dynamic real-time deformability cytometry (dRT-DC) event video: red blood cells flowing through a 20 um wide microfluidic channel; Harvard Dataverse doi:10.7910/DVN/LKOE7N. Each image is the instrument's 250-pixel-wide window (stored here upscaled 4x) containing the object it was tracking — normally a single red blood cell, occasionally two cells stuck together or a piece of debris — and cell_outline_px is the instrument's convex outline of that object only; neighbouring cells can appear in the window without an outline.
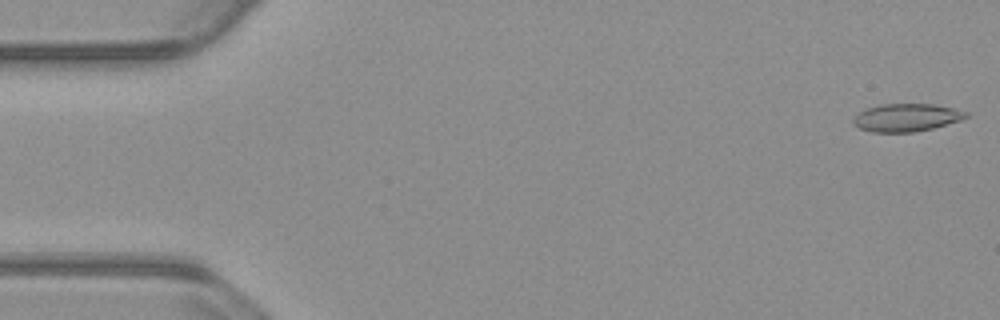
{"species": "common noctule bat (a hibernating species)", "species_latin": "Nyctalus noctula", "temperature_condition": "warm", "stored_images_in_passage": 54, "camera_frame_rate_fps": 3000, "um_per_image_px": 0.085, "animal": {"sex": "male", "body_mass_g": 23.1, "forearm_length_mm": 52.7}, "frame": {"image": 1, "passage_image": 1, "time_ms": 0.0, "image_size_px": [1000, 320], "cell_outline_px": [[968, 116], [960, 120], [932, 128], [912, 132], [872, 132], [860, 128], [852, 124], [852, 120], [864, 108], [880, 104], [932, 104], [956, 108], [968, 112]], "centroid_in_image_um": [77.03, 9.98], "position_along_channel_um": 8.0, "area_um2": 18.26}}
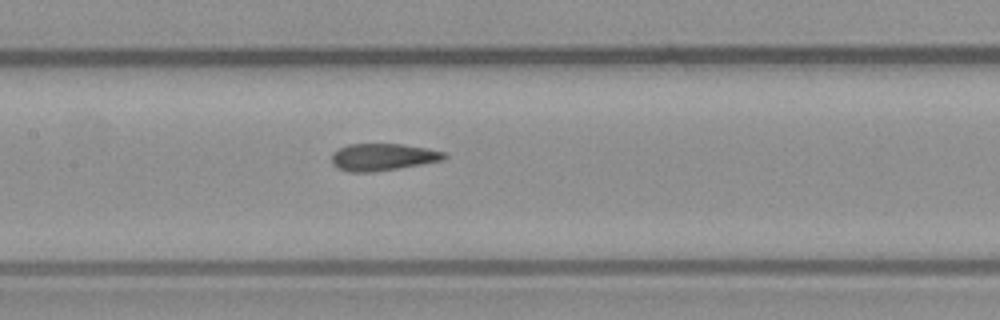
{"frame": {"image": 2, "passage_image": 25, "time_ms": 8.0, "image_size_px": [1000, 320], "cell_outline_px": [[448, 156], [444, 160], [372, 172], [348, 172], [336, 168], [332, 164], [332, 152], [348, 144], [400, 144], [428, 148], [444, 152]], "centroid_in_image_um": [32.51, 13.35], "position_along_channel_um": 174.9, "area_um2": 17.74}}
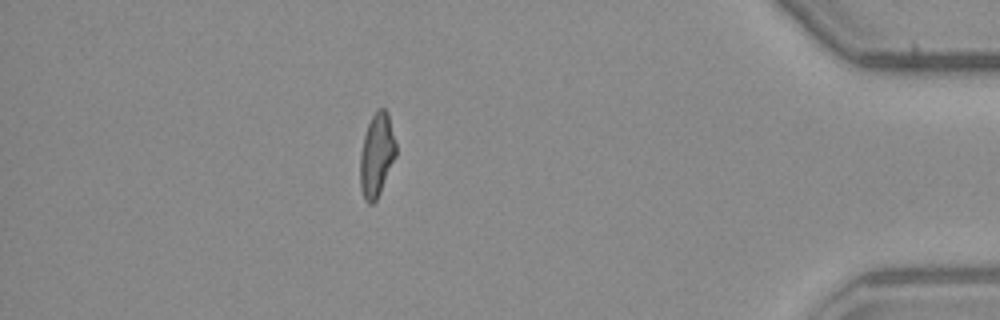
{"frame": {"image": 3, "passage_image": 47, "time_ms": 15.333, "image_size_px": [1000, 320], "cell_outline_px": [[396, 156], [380, 192], [376, 200], [372, 204], [368, 204], [364, 200], [360, 188], [360, 156], [364, 136], [368, 124], [376, 108], [384, 108], [388, 112], [396, 144]], "centroid_in_image_um": [32.01, 13.18], "position_along_channel_um": 403.2, "area_um2": 17.46}, "authors_computed_cell_mechanics": {"area_um2": 18.0914, "velocity_mm_per_s": 3.8067, "shape_relaxation_time_tau1_ms": null, "shape_relaxation_time_tau2_ms": 2.0927, "deformation_change_tau1": null, "deformation_change_tau2": 0.1046}}